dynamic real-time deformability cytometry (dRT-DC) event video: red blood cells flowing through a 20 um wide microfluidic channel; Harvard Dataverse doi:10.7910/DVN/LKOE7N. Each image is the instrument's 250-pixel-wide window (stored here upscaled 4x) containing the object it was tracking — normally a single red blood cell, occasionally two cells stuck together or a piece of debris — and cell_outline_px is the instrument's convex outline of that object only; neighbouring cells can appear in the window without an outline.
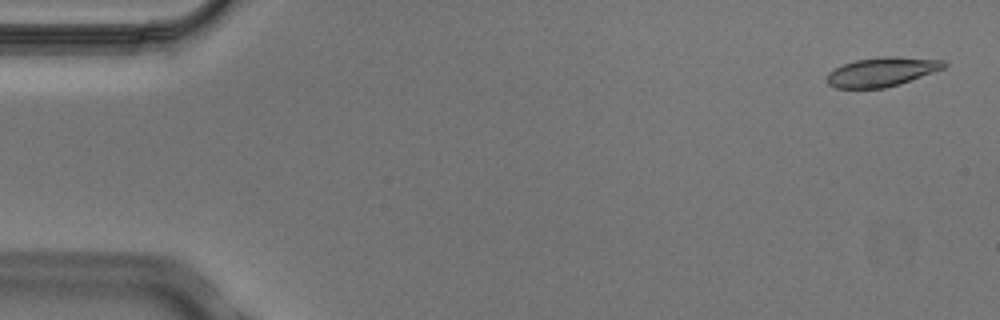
{"species": "Egyptian fruit bat (a non-hibernating species)", "species_latin": "Rousettus aegyptiacus", "temperature_condition": "cold", "stored_images_in_passage": 8, "camera_frame_rate_fps": 3000, "um_per_image_px": 0.085, "animal": {"sex": "male"}, "frame": {"image": 1, "passage_image": 1, "time_ms": 0.0, "image_size_px": [1000, 320], "cell_outline_px": [[948, 64], [944, 68], [900, 84], [884, 88], [836, 88], [828, 84], [828, 72], [844, 64], [856, 60], [884, 56], [896, 56], [944, 60]], "centroid_in_image_um": [74.98, 6.1], "position_along_channel_um": 10.0, "area_um2": 19.77}}
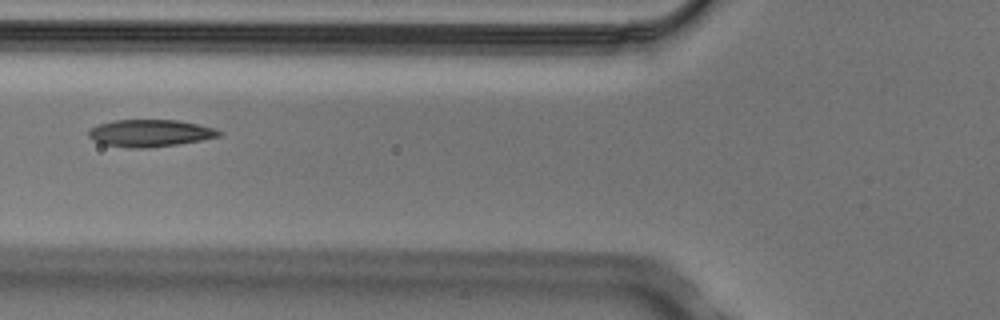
{"frame": {"image": 2, "passage_image": 6, "time_ms": 1.667, "image_size_px": [1000, 320], "cell_outline_px": [[224, 132], [220, 136], [200, 140], [176, 144], [148, 148], [132, 148], [104, 144], [88, 136], [88, 132], [96, 124], [112, 120], [176, 120], [196, 124], [212, 128]], "centroid_in_image_um": [12.73, 11.31], "position_along_channel_um": 113.1, "area_um2": 20.35}}
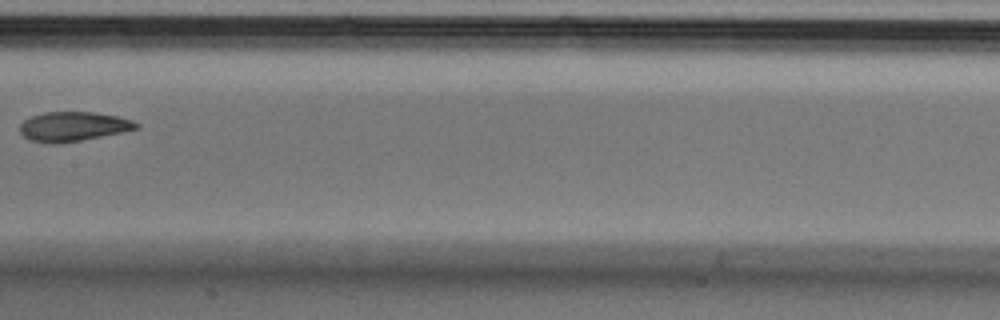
{"frame": {"image": 3, "passage_image": 8, "time_ms": 2.333, "image_size_px": [1000, 320], "cell_outline_px": [[140, 128], [124, 132], [80, 140], [56, 144], [48, 144], [28, 140], [20, 132], [20, 124], [24, 120], [32, 116], [44, 112], [96, 112], [120, 116], [132, 120], [140, 124]], "centroid_in_image_um": [6.24, 10.75], "position_along_channel_um": 201.2, "area_um2": 20.23}}